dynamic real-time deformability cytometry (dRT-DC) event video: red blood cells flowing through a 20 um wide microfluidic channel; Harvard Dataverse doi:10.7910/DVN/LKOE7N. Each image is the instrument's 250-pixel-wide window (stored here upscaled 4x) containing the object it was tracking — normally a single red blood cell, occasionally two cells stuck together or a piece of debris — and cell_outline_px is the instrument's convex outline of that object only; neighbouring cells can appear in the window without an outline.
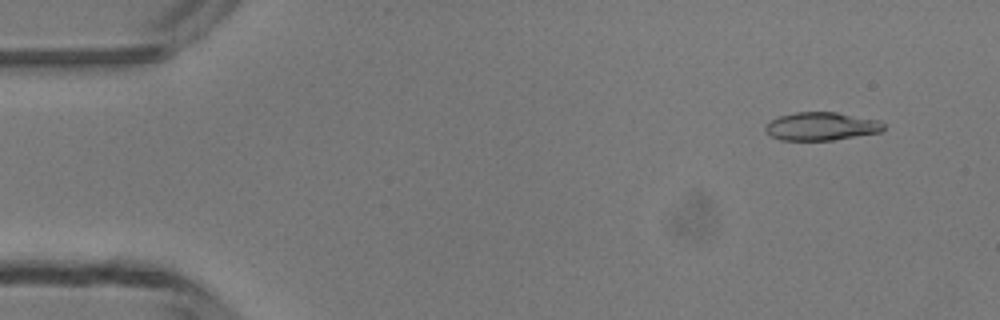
{"species": "common noctule bat (a hibernating species)", "species_latin": "Nyctalus noctula", "temperature_condition": "room temperature", "stored_images_in_passage": 6, "camera_frame_rate_fps": 3000, "um_per_image_px": 0.085, "animal": {"sex": "male", "body_mass_g": 13.3}, "frame": {"image": 1, "passage_image": 2, "time_ms": 1.0, "image_size_px": [1000, 320], "cell_outline_px": [[884, 128], [880, 132], [832, 140], [780, 140], [764, 132], [764, 124], [780, 116], [796, 112], [836, 112], [880, 120], [884, 124]], "centroid_in_image_um": [69.79, 10.73], "position_along_channel_um": 15.2, "area_um2": 19.42}}
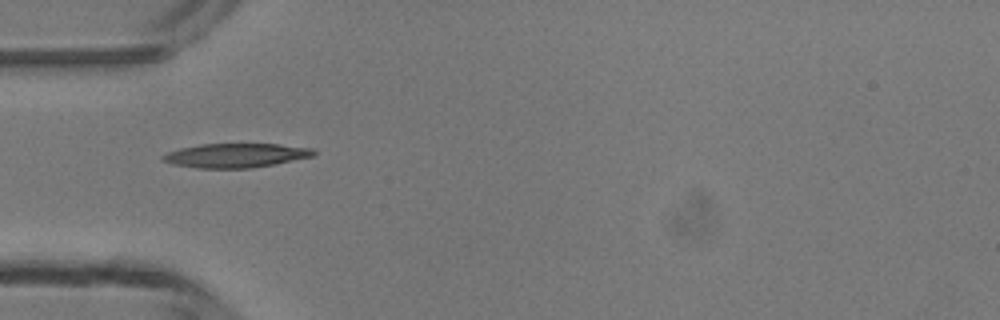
{"frame": {"image": 2, "passage_image": 5, "time_ms": 4.667, "image_size_px": [1000, 320], "cell_outline_px": [[316, 156], [252, 168], [196, 168], [172, 164], [160, 160], [160, 156], [168, 152], [180, 148], [200, 144], [280, 144], [312, 148], [316, 152]], "centroid_in_image_um": [20.03, 13.21], "position_along_channel_um": 65.0, "area_um2": 21.39}}
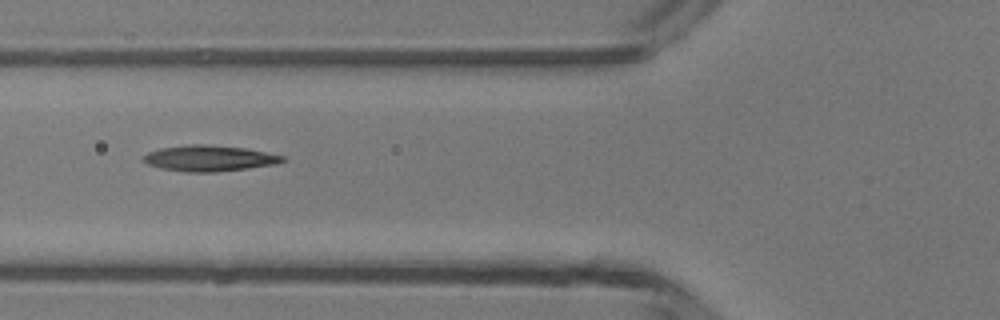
{"frame": {"image": 3, "passage_image": 6, "time_ms": 5.667, "image_size_px": [1000, 320], "cell_outline_px": [[284, 160], [276, 164], [248, 168], [216, 172], [184, 172], [160, 168], [148, 164], [140, 160], [148, 152], [160, 148], [192, 144], [208, 144], [244, 148], [284, 156]], "centroid_in_image_um": [17.74, 13.46], "position_along_channel_um": 108.1, "area_um2": 20.92}}